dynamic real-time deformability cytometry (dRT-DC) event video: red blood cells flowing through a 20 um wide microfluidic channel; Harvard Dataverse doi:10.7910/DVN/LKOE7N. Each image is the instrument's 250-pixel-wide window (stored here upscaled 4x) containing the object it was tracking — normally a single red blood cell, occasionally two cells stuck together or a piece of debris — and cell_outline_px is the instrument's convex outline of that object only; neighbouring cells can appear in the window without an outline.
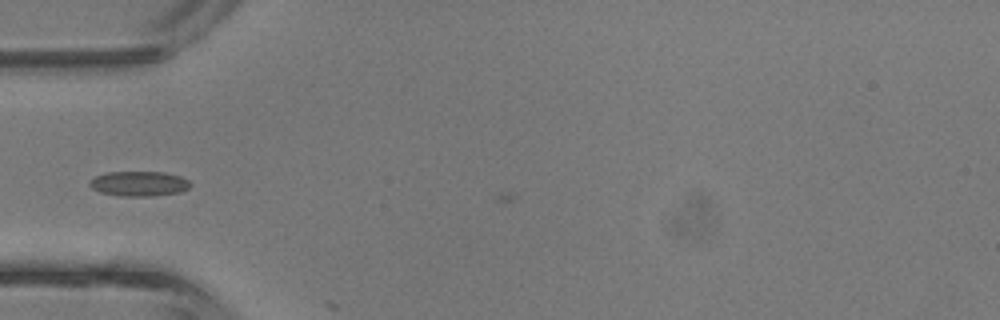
{"species": "common noctule bat (a hibernating species)", "species_latin": "Nyctalus noctula", "temperature_condition": "room temperature", "stored_images_in_passage": 2, "camera_frame_rate_fps": 3000, "um_per_image_px": 0.085, "animal": {"sex": "male", "body_mass_g": 13.3}, "frame": {"image": 1, "passage_image": 1, "time_ms": 0.0, "image_size_px": [1000, 320], "cell_outline_px": [[192, 184], [188, 188], [180, 192], [152, 196], [120, 196], [100, 192], [92, 188], [88, 184], [96, 176], [104, 172], [164, 172], [180, 176], [188, 180]], "centroid_in_image_um": [11.82, 15.61], "position_along_channel_um": 73.2, "area_um2": 14.62}}